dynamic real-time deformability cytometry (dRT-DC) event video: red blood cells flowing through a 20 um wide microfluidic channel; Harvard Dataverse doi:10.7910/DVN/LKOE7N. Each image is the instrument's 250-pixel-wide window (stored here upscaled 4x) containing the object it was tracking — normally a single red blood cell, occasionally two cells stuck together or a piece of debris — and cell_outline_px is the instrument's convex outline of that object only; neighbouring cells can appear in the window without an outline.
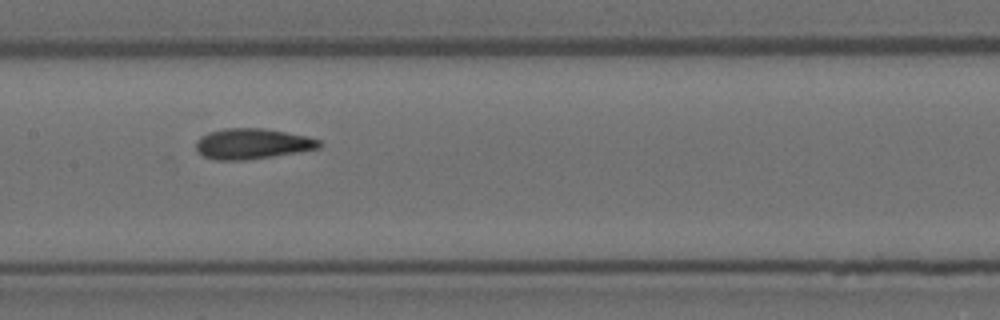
{"species": "Egyptian fruit bat (a non-hibernating species)", "species_latin": "Rousettus aegyptiacus", "temperature_condition": "room temperature", "stored_images_in_passage": 9, "camera_frame_rate_fps": 3000, "um_per_image_px": 0.085, "animal": {"sex": "female"}, "frame": {"image": 1, "passage_image": 6, "time_ms": 1.667, "image_size_px": [1000, 320], "cell_outline_px": [[320, 148], [272, 156], [244, 160], [216, 160], [204, 156], [196, 148], [196, 140], [200, 136], [208, 132], [224, 128], [264, 128], [304, 136], [320, 140]], "centroid_in_image_um": [21.39, 12.21], "position_along_channel_um": 186.0, "area_um2": 21.68}}
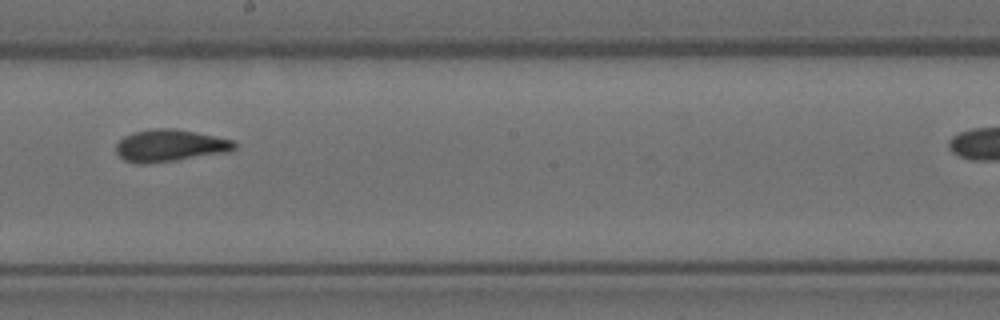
{"frame": {"image": 2, "passage_image": 7, "time_ms": 2.0, "image_size_px": [1000, 320], "cell_outline_px": [[236, 148], [232, 152], [176, 160], [144, 164], [136, 164], [124, 160], [116, 152], [116, 144], [124, 136], [132, 132], [152, 128], [176, 128], [232, 140], [236, 144]], "centroid_in_image_um": [14.44, 12.38], "position_along_channel_um": 233.8, "area_um2": 22.31}}
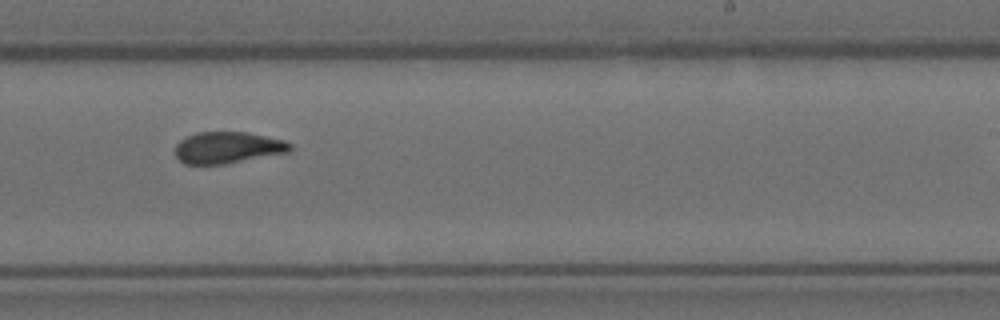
{"frame": {"image": 3, "passage_image": 8, "time_ms": 2.333, "image_size_px": [1000, 320], "cell_outline_px": [[292, 148], [288, 152], [224, 164], [184, 164], [176, 156], [176, 144], [180, 140], [196, 132], [248, 132], [284, 140], [292, 144]], "centroid_in_image_um": [19.35, 12.54], "position_along_channel_um": 269.6, "area_um2": 21.04}}